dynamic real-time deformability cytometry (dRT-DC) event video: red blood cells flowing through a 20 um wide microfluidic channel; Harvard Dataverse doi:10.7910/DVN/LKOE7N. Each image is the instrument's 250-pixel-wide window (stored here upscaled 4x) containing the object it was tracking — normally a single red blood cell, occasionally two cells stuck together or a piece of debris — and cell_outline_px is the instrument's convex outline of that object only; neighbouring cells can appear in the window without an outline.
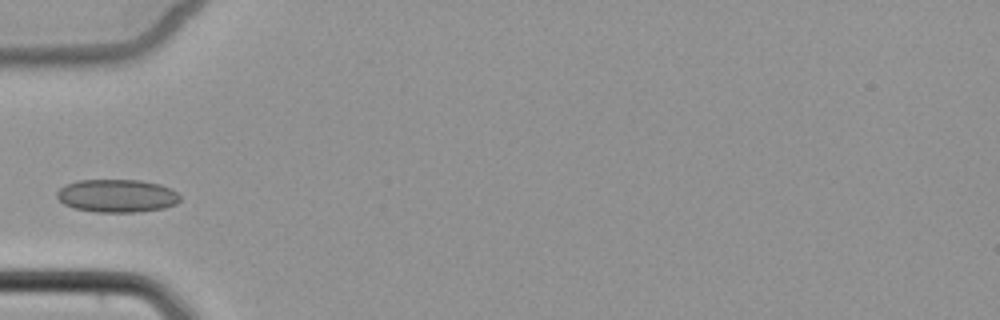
{"species": "common noctule bat (a hibernating species)", "species_latin": "Nyctalus noctula", "temperature_condition": "cold", "stored_images_in_passage": 3, "camera_frame_rate_fps": 3000, "um_per_image_px": 0.085, "animal": {"sex": "female", "body_mass_g": 22.7, "forearm_length_mm": 54.2}, "frame": {"image": 1, "passage_image": 3, "time_ms": 2.333, "image_size_px": [1000, 320], "cell_outline_px": [[180, 200], [176, 204], [164, 208], [136, 212], [96, 212], [76, 208], [64, 204], [56, 196], [56, 192], [64, 184], [80, 180], [140, 180], [160, 184], [176, 192], [180, 196]], "centroid_in_image_um": [9.93, 16.64], "position_along_channel_um": 75.1, "area_um2": 23.64}}